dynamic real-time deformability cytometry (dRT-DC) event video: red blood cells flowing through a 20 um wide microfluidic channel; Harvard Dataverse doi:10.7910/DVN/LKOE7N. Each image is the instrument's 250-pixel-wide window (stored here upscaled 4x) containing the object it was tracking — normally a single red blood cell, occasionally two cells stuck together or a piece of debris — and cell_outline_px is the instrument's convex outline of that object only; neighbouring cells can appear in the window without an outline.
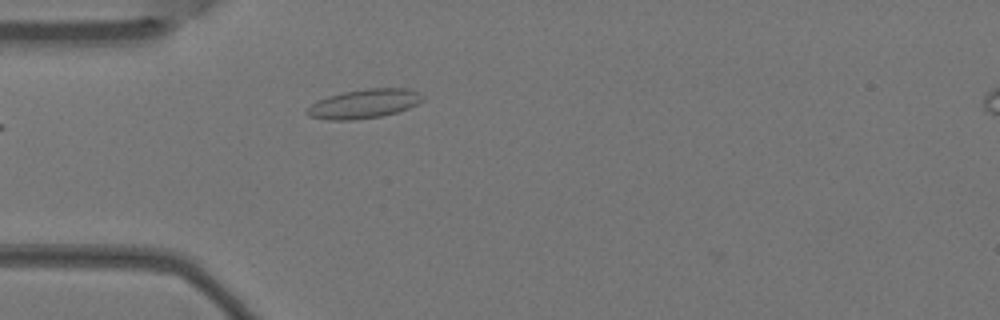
{"species": "Egyptian fruit bat (a non-hibernating species)", "species_latin": "Rousettus aegyptiacus", "temperature_condition": "warm", "stored_images_in_passage": 3, "camera_frame_rate_fps": 3000, "um_per_image_px": 0.085, "animal": {"sex": "female"}, "frame": {"image": 1, "passage_image": 3, "time_ms": 0.667, "image_size_px": [1000, 320], "cell_outline_px": [[424, 100], [408, 108], [396, 112], [380, 116], [352, 120], [328, 120], [308, 116], [304, 112], [316, 100], [328, 96], [344, 92], [368, 88], [408, 88], [420, 92]], "centroid_in_image_um": [30.93, 8.81], "position_along_channel_um": 54.1, "area_um2": 19.59}}